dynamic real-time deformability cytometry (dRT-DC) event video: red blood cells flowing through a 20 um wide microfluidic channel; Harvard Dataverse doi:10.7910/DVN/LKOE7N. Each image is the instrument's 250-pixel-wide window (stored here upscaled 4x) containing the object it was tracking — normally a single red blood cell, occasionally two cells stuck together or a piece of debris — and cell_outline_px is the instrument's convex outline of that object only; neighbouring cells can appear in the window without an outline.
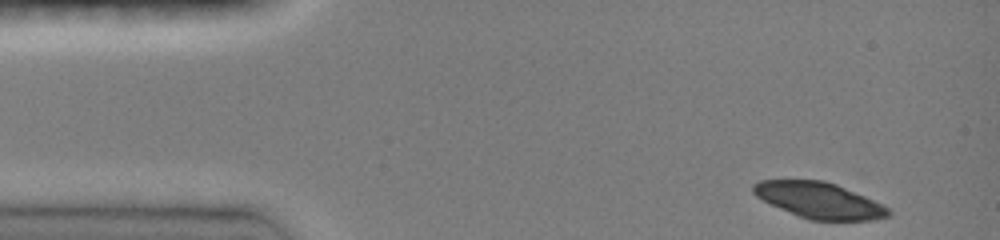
{"species": "common noctule bat (a hibernating species)", "species_latin": "Nyctalus noctula", "temperature_condition": "room temperature", "stored_images_in_passage": 7, "camera_frame_rate_fps": 3000, "um_per_image_px": 0.085, "animal": {"sex": "female", "body_mass_g": 19.0, "forearm_length_mm": 51.5}, "frame": {"image": 1, "passage_image": 1, "time_ms": 0.0, "image_size_px": [1000, 240], "cell_outline_px": [[892, 216], [872, 220], [808, 220], [780, 208], [756, 196], [752, 192], [752, 184], [760, 180], [824, 180], [836, 184], [864, 196], [888, 208], [892, 212]], "centroid_in_image_um": [69.63, 17.03], "position_along_channel_um": 15.4, "area_um2": 28.09}}